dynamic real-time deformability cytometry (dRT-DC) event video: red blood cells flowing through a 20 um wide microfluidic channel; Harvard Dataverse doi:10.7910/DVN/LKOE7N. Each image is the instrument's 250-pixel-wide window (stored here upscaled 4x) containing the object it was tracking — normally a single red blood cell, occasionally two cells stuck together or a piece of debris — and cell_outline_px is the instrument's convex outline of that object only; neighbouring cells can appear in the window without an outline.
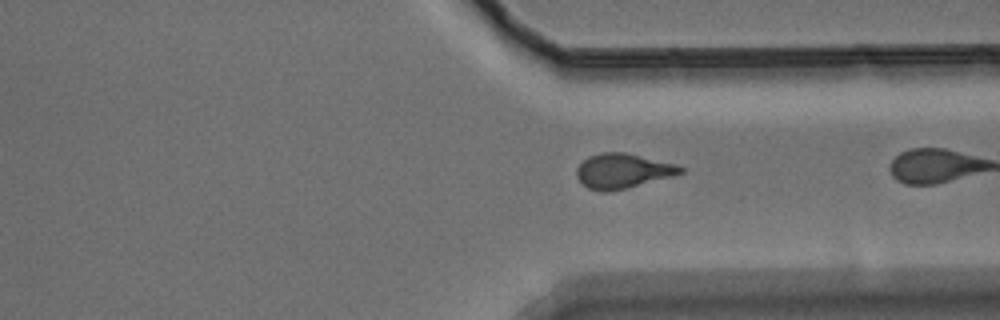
{"species": "Egyptian fruit bat (a non-hibernating species)", "species_latin": "Rousettus aegyptiacus", "temperature_condition": "warm", "stored_images_in_passage": 36, "camera_frame_rate_fps": 3000, "um_per_image_px": 0.085, "animal": {"sex": "male"}, "frame": {"image": 1, "passage_image": 35, "time_ms": 11.333, "image_size_px": [1000, 320], "cell_outline_px": [[684, 172], [672, 176], [628, 188], [608, 192], [604, 192], [588, 188], [576, 176], [576, 168], [588, 156], [600, 152], [624, 152], [676, 164], [684, 168]], "centroid_in_image_um": [52.92, 14.53], "position_along_channel_um": 358.5, "area_um2": 20.98}}